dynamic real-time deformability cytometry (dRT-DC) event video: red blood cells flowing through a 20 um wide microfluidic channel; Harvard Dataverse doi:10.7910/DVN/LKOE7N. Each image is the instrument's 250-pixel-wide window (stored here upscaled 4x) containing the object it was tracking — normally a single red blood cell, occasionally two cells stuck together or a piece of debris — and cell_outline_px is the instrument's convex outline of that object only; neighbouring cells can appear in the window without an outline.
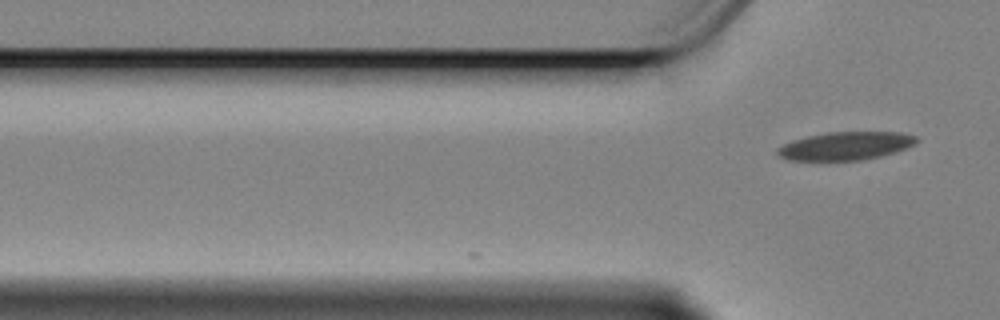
{"species": "Egyptian fruit bat (a non-hibernating species)", "species_latin": "Rousettus aegyptiacus", "temperature_condition": "cold", "stored_images_in_passage": 2, "camera_frame_rate_fps": 3000, "um_per_image_px": 0.085, "animal": {"sex": "female"}, "frame": {"image": 1, "passage_image": 2, "time_ms": 0.333, "image_size_px": [1000, 320], "cell_outline_px": [[920, 140], [916, 144], [908, 148], [896, 152], [880, 156], [860, 160], [788, 160], [780, 156], [776, 152], [776, 148], [792, 140], [808, 136], [828, 132], [900, 132], [916, 136]], "centroid_in_image_um": [71.91, 12.4], "position_along_channel_um": 53.9, "area_um2": 22.89}}